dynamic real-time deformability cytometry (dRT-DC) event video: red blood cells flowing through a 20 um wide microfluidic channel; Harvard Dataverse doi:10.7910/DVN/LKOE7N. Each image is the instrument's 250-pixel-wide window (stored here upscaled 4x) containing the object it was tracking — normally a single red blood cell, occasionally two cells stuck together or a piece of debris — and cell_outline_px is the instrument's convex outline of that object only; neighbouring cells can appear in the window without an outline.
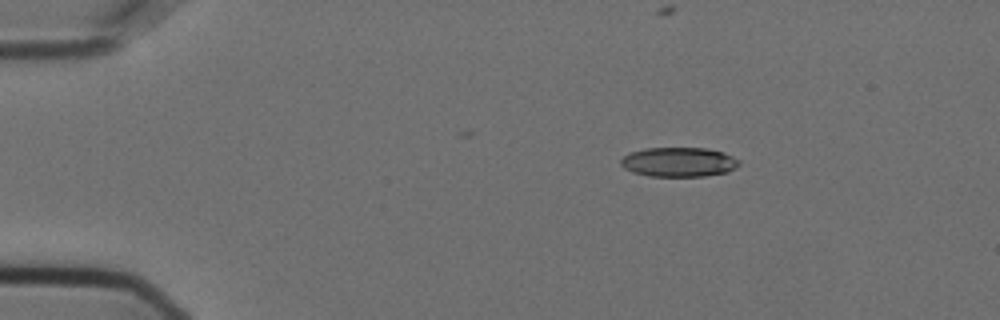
{"species": "Egyptian fruit bat (a non-hibernating species)", "species_latin": "Rousettus aegyptiacus", "temperature_condition": "cold", "stored_images_in_passage": 11, "camera_frame_rate_fps": 3000, "um_per_image_px": 0.085, "animal": {"sex": "female"}, "frame": {"image": 1, "passage_image": 1, "time_ms": 0.0, "image_size_px": [1000, 320], "cell_outline_px": [[740, 164], [736, 168], [728, 172], [704, 176], [648, 176], [632, 172], [624, 168], [620, 164], [620, 160], [624, 156], [632, 152], [644, 148], [708, 148], [724, 152], [740, 160]], "centroid_in_image_um": [57.72, 13.77], "position_along_channel_um": 27.3, "area_um2": 20.46}}